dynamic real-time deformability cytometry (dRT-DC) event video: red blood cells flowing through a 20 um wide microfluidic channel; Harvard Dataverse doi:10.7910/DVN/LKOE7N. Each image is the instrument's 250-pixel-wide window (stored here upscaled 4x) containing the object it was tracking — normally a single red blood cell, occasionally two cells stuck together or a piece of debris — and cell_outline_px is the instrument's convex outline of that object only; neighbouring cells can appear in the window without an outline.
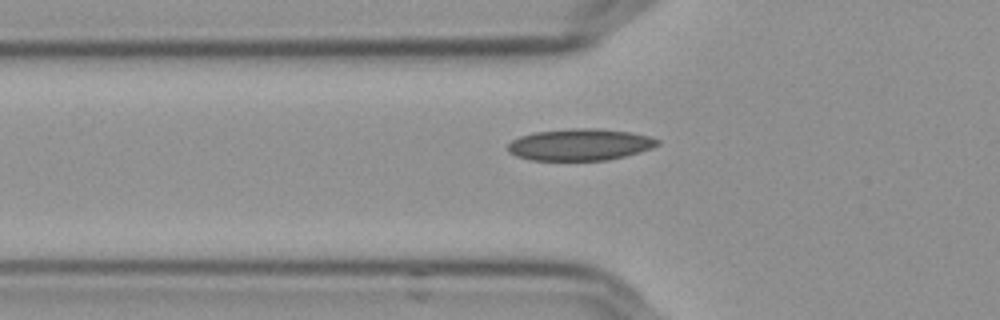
{"species": "Egyptian fruit bat (a non-hibernating species)", "species_latin": "Rousettus aegyptiacus", "temperature_condition": "cold", "stored_images_in_passage": 39, "camera_frame_rate_fps": 3000, "um_per_image_px": 0.085, "frame": {"image": 1, "passage_image": 5, "time_ms": 1.333, "image_size_px": [1000, 320], "cell_outline_px": [[660, 144], [652, 148], [640, 152], [608, 160], [532, 160], [516, 156], [508, 152], [508, 144], [512, 140], [520, 136], [532, 132], [572, 128], [596, 128], [632, 132], [648, 136], [660, 140]], "centroid_in_image_um": [49.3, 12.28], "position_along_channel_um": 76.5, "area_um2": 27.8}}
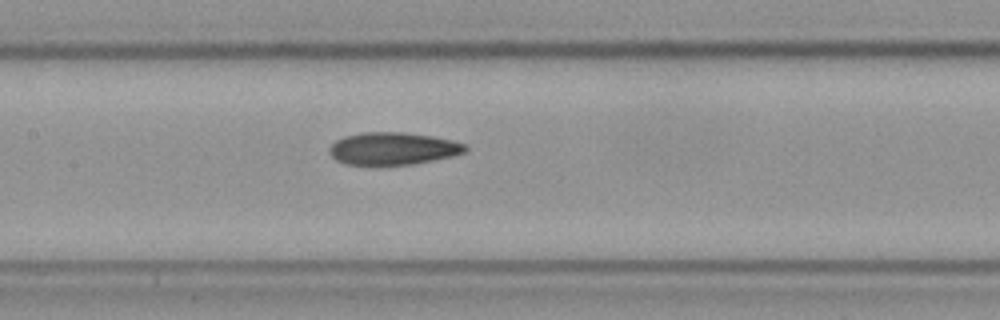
{"frame": {"image": 2, "passage_image": 13, "time_ms": 4.0, "image_size_px": [1000, 320], "cell_outline_px": [[468, 148], [464, 152], [452, 156], [412, 164], [344, 164], [336, 160], [332, 156], [328, 148], [336, 140], [344, 136], [364, 132], [404, 132], [432, 136], [452, 140], [468, 144]], "centroid_in_image_um": [33.41, 12.61], "position_along_channel_um": 174.0, "area_um2": 25.55}}
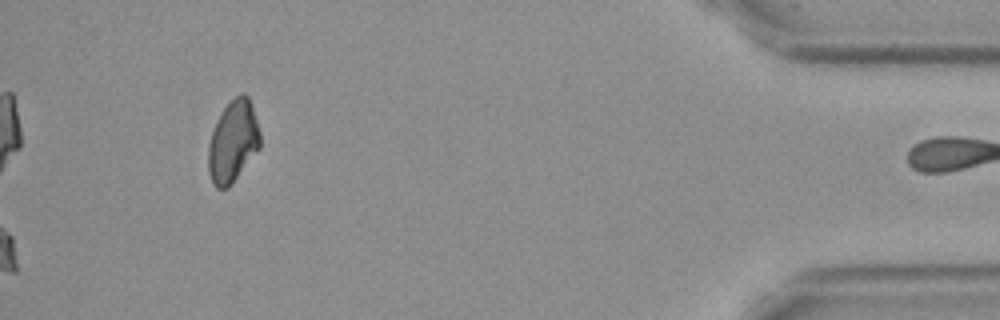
{"frame": {"image": 3, "passage_image": 38, "time_ms": 12.333, "image_size_px": [1000, 320], "cell_outline_px": [[260, 148], [228, 188], [216, 188], [212, 184], [208, 172], [208, 144], [216, 120], [224, 108], [240, 92], [244, 92], [248, 96], [252, 104], [260, 132]], "centroid_in_image_um": [19.8, 12.03], "position_along_channel_um": 415.4, "area_um2": 24.8}}